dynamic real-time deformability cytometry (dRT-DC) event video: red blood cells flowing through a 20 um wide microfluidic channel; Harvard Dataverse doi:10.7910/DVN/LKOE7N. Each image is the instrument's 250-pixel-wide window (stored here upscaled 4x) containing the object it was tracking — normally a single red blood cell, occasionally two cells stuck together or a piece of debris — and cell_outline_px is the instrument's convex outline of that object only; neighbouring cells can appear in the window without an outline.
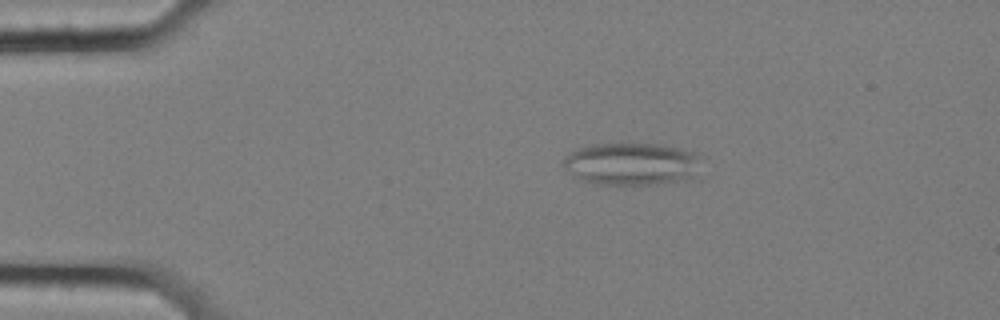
{"species": "common noctule bat (a hibernating species)", "species_latin": "Nyctalus noctula", "temperature_condition": "cold", "stored_images_in_passage": 56, "camera_frame_rate_fps": 3000, "um_per_image_px": 0.085, "animal": {"sex": "female", "body_mass_g": 25.1}, "frame": {"image": 1, "passage_image": 10, "time_ms": 3.0, "image_size_px": [1000, 320], "cell_outline_px": [[696, 176], [676, 180], [652, 184], [596, 184], [580, 180], [572, 176], [564, 168], [564, 156], [588, 144], [616, 140], [660, 144], [692, 152], [696, 156]], "centroid_in_image_um": [53.54, 13.88], "position_along_channel_um": 31.5, "area_um2": 34.45}}
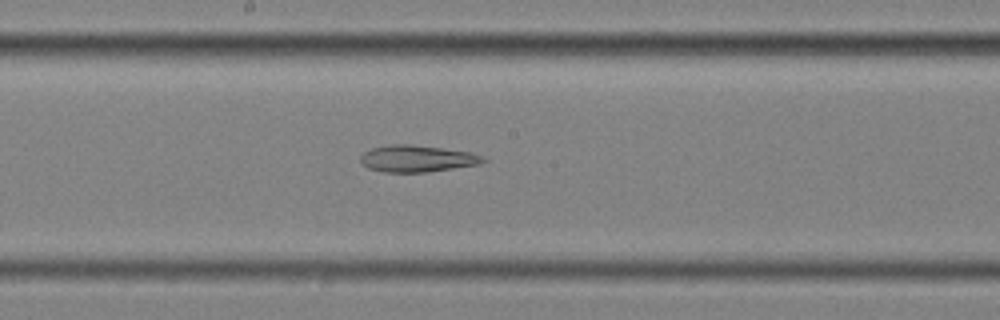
{"frame": {"image": 2, "passage_image": 30, "time_ms": 9.667, "image_size_px": [1000, 320], "cell_outline_px": [[488, 160], [480, 164], [428, 172], [384, 172], [368, 168], [360, 160], [360, 156], [364, 152], [372, 148], [392, 144], [408, 144], [472, 152], [484, 156]], "centroid_in_image_um": [35.49, 13.48], "position_along_channel_um": 212.7, "area_um2": 19.07}}
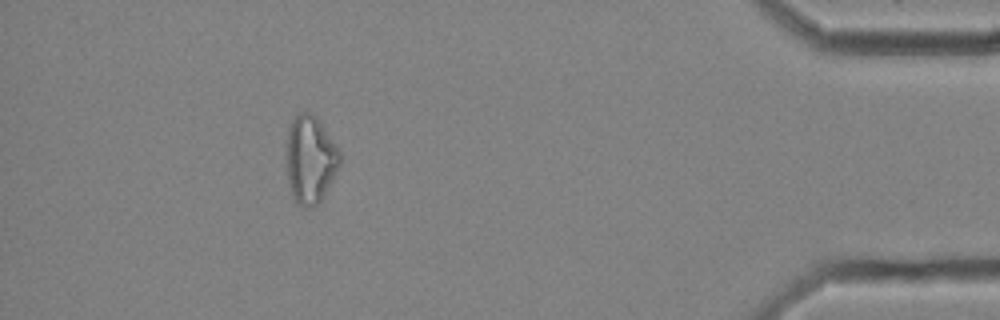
{"frame": {"image": 3, "passage_image": 51, "time_ms": 16.667, "image_size_px": [1000, 320], "cell_outline_px": [[340, 164], [332, 180], [320, 200], [316, 204], [308, 208], [304, 208], [296, 204], [292, 196], [288, 180], [288, 132], [292, 120], [300, 112], [308, 112], [316, 116], [340, 152]], "centroid_in_image_um": [26.38, 13.58], "position_along_channel_um": 408.8, "area_um2": 26.65}, "authors_computed_cell_mechanics": {"area_um2": 25.6343, "velocity_mm_per_s": 3.5239, "shape_relaxation_time_tau1_ms": null, "shape_relaxation_time_tau2_ms": 6.891, "deformation_change_tau1": null, "deformation_change_tau2": 0.1846}}